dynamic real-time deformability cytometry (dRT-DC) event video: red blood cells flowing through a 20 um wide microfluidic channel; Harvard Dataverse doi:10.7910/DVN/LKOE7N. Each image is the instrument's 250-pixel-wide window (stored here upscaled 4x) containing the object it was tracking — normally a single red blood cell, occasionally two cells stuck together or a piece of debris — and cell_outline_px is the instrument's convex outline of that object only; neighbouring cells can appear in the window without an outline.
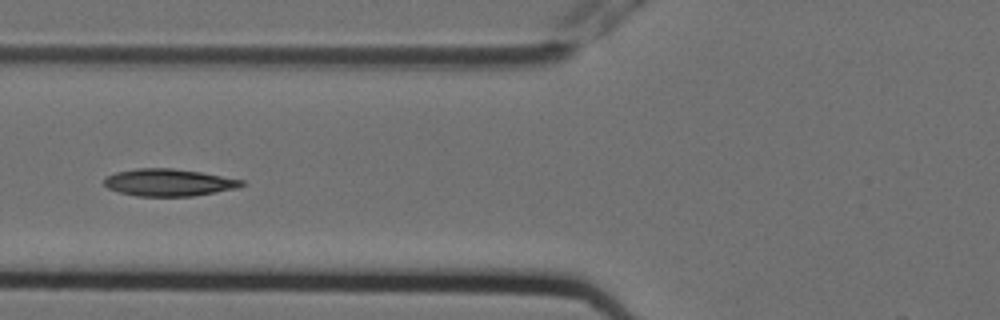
{"species": "Egyptian fruit bat (a non-hibernating species)", "species_latin": "Rousettus aegyptiacus", "temperature_condition": "cold", "stored_images_in_passage": 7, "camera_frame_rate_fps": 3000, "um_per_image_px": 0.085, "animal": {"sex": "female"}, "frame": {"image": 1, "passage_image": 6, "time_ms": 1.667, "image_size_px": [1000, 320], "cell_outline_px": [[244, 184], [240, 188], [192, 196], [136, 196], [120, 192], [108, 188], [104, 184], [104, 176], [116, 172], [136, 168], [172, 168], [200, 172], [244, 180]], "centroid_in_image_um": [14.34, 15.51], "position_along_channel_um": 111.5, "area_um2": 21.85}}
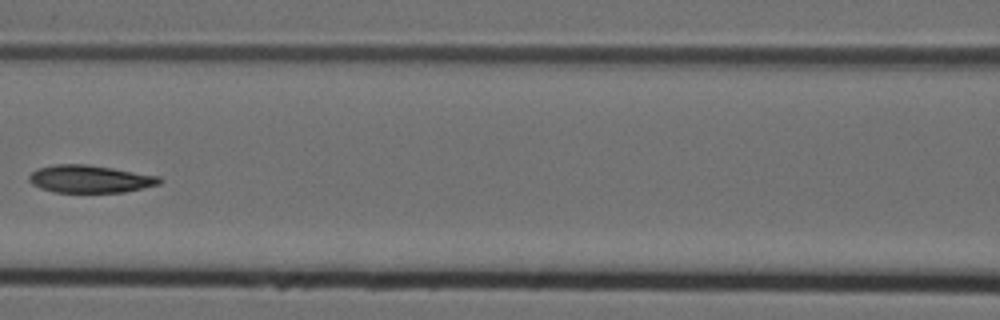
{"frame": {"image": 2, "passage_image": 7, "time_ms": 2.0, "image_size_px": [1000, 320], "cell_outline_px": [[164, 180], [160, 184], [124, 192], [52, 192], [40, 188], [32, 184], [28, 180], [28, 176], [36, 168], [56, 164], [88, 164], [160, 176]], "centroid_in_image_um": [7.63, 15.21], "position_along_channel_um": 159.0, "area_um2": 21.1}}